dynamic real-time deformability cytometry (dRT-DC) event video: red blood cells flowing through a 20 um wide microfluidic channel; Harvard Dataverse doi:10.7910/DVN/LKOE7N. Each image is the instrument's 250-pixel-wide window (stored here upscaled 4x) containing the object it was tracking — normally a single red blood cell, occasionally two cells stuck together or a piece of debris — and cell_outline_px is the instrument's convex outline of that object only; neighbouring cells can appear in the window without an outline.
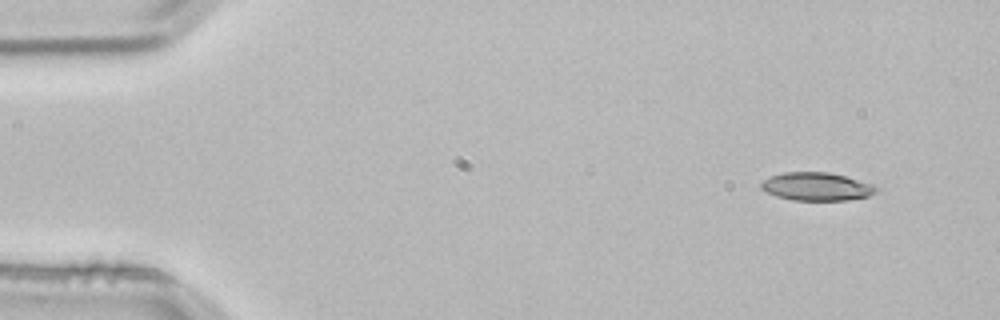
{"species": "common noctule bat (a hibernating species)", "species_latin": "Nyctalus noctula", "temperature_condition": "room temperature", "stored_images_in_passage": 4, "segment_of_instrument_passage": [2, 2], "camera_frame_rate_fps": 3000, "um_per_image_px": 0.085, "animal": {"sex": "male", "body_mass_g": 21.5, "forearm_length_mm": 52.0}, "frame": {"image": 1, "passage_image": 4, "time_ms": 1.0, "image_size_px": [1000, 320], "cell_outline_px": [[876, 192], [868, 196], [848, 200], [792, 200], [776, 196], [760, 188], [760, 184], [764, 180], [772, 176], [784, 172], [828, 172], [844, 176], [872, 184], [876, 188]], "centroid_in_image_um": [69.39, 15.86], "position_along_channel_um": 15.6, "area_um2": 18.61}}